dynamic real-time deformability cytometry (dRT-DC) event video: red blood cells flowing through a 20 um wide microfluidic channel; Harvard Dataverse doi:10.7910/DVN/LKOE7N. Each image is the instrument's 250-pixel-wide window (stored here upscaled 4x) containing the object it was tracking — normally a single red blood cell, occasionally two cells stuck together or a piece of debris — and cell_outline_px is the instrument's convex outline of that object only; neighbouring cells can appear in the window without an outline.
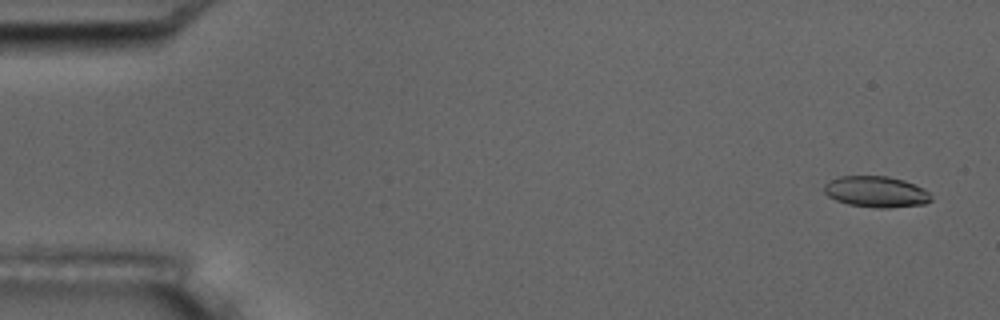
{"species": "common noctule bat (a hibernating species)", "species_latin": "Nyctalus noctula", "temperature_condition": "room temperature", "stored_images_in_passage": 4, "camera_frame_rate_fps": 3000, "um_per_image_px": 0.085, "animal": {"sex": "male", "body_mass_g": 17.5, "forearm_length_mm": 52.3}, "frame": {"image": 1, "passage_image": 1, "time_ms": 0.0, "image_size_px": [1000, 320], "cell_outline_px": [[932, 200], [924, 204], [888, 208], [876, 208], [848, 204], [836, 200], [828, 196], [824, 192], [824, 184], [840, 176], [888, 176], [904, 180], [924, 188], [932, 196]], "centroid_in_image_um": [74.49, 16.3], "position_along_channel_um": 10.5, "area_um2": 19.42}}
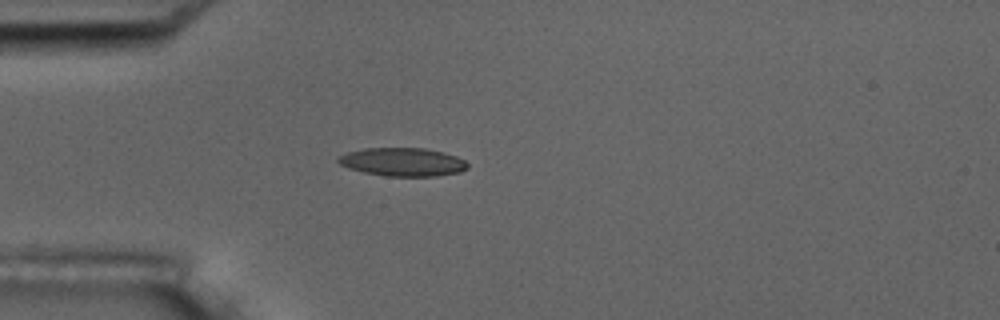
{"frame": {"image": 2, "passage_image": 4, "time_ms": 4.333, "image_size_px": [1000, 320], "cell_outline_px": [[468, 168], [460, 172], [436, 176], [384, 176], [364, 172], [348, 168], [340, 164], [336, 160], [336, 156], [348, 152], [364, 148], [424, 148], [456, 156], [464, 160], [468, 164]], "centroid_in_image_um": [34.19, 13.77], "position_along_channel_um": 50.8, "area_um2": 21.39}}